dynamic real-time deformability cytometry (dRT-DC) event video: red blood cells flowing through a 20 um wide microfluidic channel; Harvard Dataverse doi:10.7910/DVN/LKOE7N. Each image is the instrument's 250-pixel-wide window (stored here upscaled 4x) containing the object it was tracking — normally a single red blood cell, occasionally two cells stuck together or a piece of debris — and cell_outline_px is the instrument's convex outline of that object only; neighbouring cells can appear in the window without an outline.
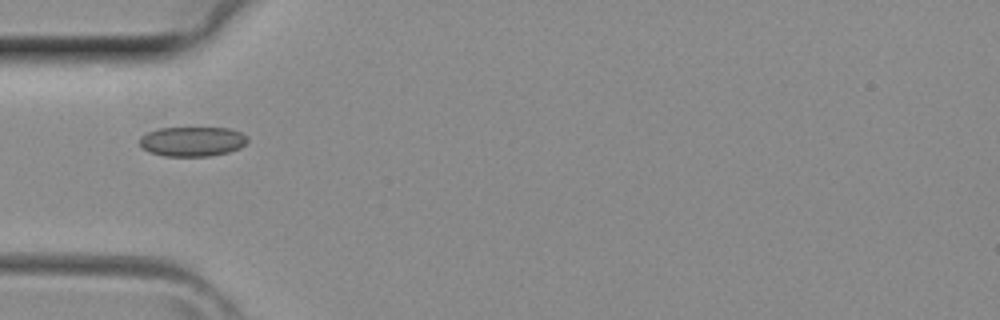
{"species": "common noctule bat (a hibernating species)", "species_latin": "Nyctalus noctula", "temperature_condition": "room temperature", "stored_images_in_passage": 1, "camera_frame_rate_fps": 3000, "um_per_image_px": 0.085, "animal": {"sex": "female", "body_mass_g": 29.2, "forearm_length_mm": 56.3}, "frame": {"image": 1, "passage_image": 1, "time_ms": 0.0, "image_size_px": [1000, 320], "cell_outline_px": [[248, 140], [240, 148], [228, 152], [208, 156], [164, 156], [148, 152], [140, 148], [140, 136], [148, 132], [160, 128], [232, 128], [248, 136]], "centroid_in_image_um": [16.33, 12.02], "position_along_channel_um": 68.7, "area_um2": 18.79}}